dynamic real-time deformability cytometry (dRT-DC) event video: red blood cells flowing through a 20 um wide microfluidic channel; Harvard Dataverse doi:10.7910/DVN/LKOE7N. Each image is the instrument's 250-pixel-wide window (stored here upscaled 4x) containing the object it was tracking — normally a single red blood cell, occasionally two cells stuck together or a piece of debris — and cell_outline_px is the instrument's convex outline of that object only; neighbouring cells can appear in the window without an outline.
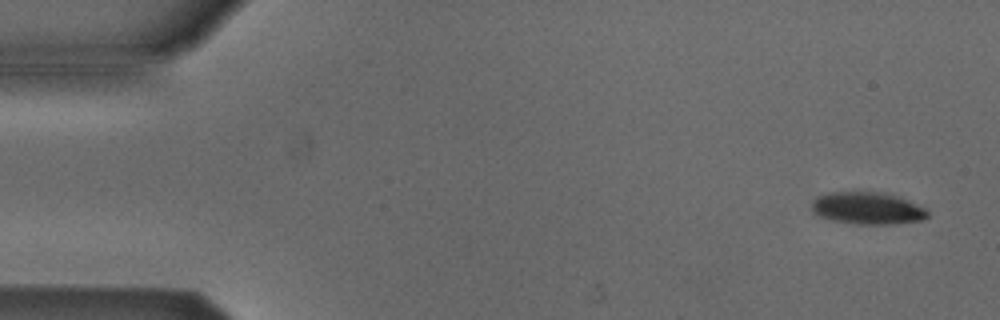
{"species": "Egyptian fruit bat (a non-hibernating species)", "species_latin": "Rousettus aegyptiacus", "temperature_condition": "cold", "stored_images_in_passage": 4, "camera_frame_rate_fps": 3000, "um_per_image_px": 0.085, "animal": {"sex": "male"}, "frame": {"image": 1, "passage_image": 1, "time_ms": 0.0, "image_size_px": [1000, 320], "cell_outline_px": [[928, 216], [920, 220], [892, 224], [856, 224], [832, 220], [820, 216], [812, 212], [812, 200], [816, 196], [828, 192], [880, 192], [900, 196], [924, 208], [928, 212]], "centroid_in_image_um": [73.7, 17.69], "position_along_channel_um": 11.3, "area_um2": 21.73}}
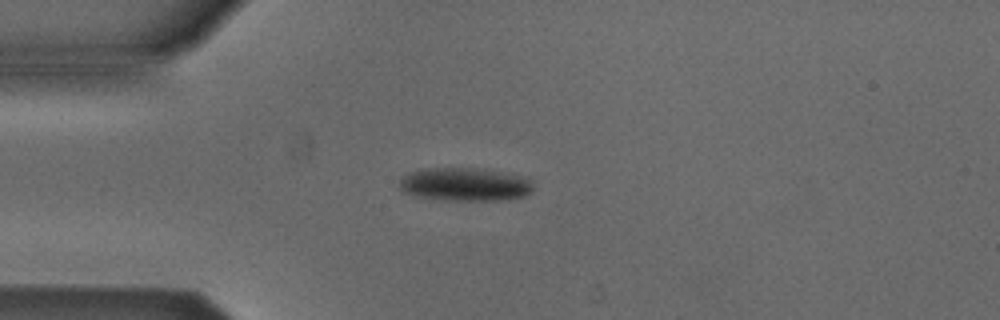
{"frame": {"image": 2, "passage_image": 4, "time_ms": 3.667, "image_size_px": [1000, 320], "cell_outline_px": [[532, 192], [524, 196], [500, 200], [444, 200], [420, 196], [404, 192], [400, 188], [400, 180], [408, 172], [428, 168], [472, 168], [528, 176], [532, 180]], "centroid_in_image_um": [39.56, 15.67], "position_along_channel_um": 45.4, "area_um2": 25.84}}